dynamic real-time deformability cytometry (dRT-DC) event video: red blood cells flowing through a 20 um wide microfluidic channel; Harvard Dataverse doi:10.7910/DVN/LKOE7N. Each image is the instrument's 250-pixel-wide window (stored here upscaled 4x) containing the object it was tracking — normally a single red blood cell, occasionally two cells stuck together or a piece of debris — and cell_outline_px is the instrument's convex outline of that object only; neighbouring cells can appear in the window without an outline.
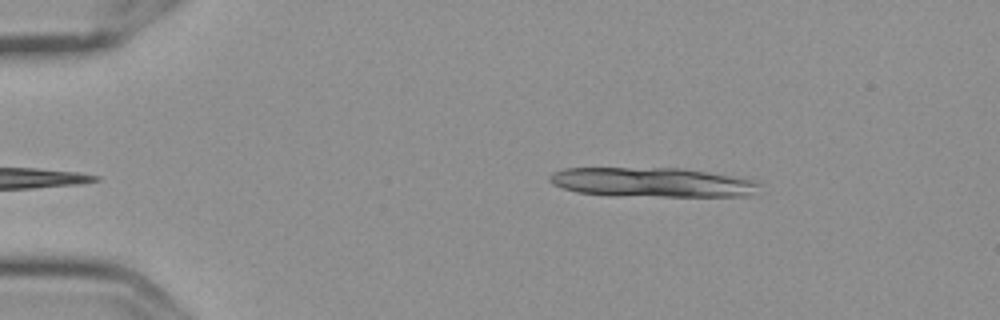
{"species": "Egyptian fruit bat (a non-hibernating species)", "species_latin": "Rousettus aegyptiacus", "temperature_condition": "cold", "stored_images_in_passage": 3, "camera_frame_rate_fps": 3000, "um_per_image_px": 0.085, "frame": {"image": 1, "passage_image": 3, "time_ms": 0.667, "image_size_px": [1000, 320], "cell_outline_px": [[760, 184], [752, 196], [616, 196], [576, 192], [552, 184], [548, 180], [548, 176], [552, 172], [564, 168], [680, 168], [760, 180]], "centroid_in_image_um": [55.43, 15.5], "position_along_channel_um": 29.6, "area_um2": 36.36}}